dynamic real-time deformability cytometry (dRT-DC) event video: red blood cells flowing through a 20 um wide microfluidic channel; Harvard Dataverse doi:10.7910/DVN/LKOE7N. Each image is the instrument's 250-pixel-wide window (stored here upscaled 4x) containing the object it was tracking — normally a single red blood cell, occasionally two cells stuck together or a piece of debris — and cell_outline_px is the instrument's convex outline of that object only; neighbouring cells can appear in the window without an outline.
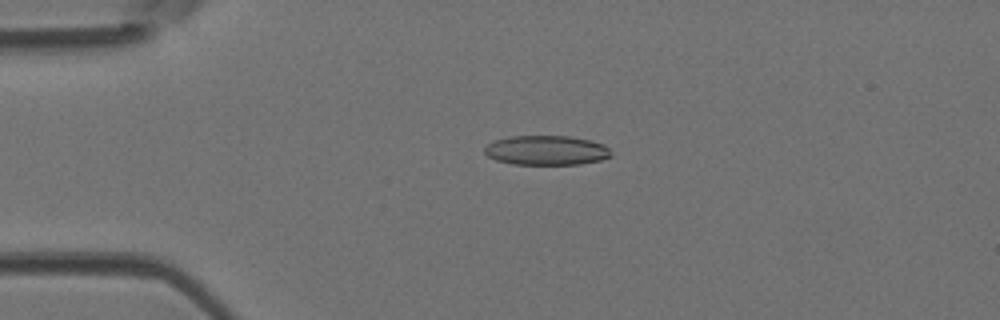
{"species": "Egyptian fruit bat (a non-hibernating species)", "species_latin": "Rousettus aegyptiacus", "temperature_condition": "room temperature", "stored_images_in_passage": 5, "camera_frame_rate_fps": 3000, "um_per_image_px": 0.085, "animal": {"sex": "female"}, "frame": {"image": 1, "passage_image": 2, "time_ms": 0.333, "image_size_px": [1000, 320], "cell_outline_px": [[612, 156], [600, 160], [580, 164], [512, 164], [496, 160], [488, 156], [484, 152], [484, 148], [488, 144], [496, 140], [508, 136], [572, 136], [592, 140], [604, 144], [612, 152]], "centroid_in_image_um": [46.47, 12.77], "position_along_channel_um": 38.5, "area_um2": 21.91}}
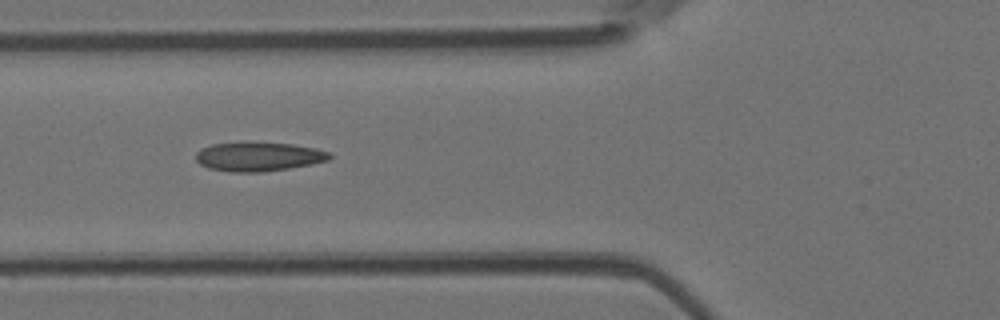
{"frame": {"image": 2, "passage_image": 4, "time_ms": 1.0, "image_size_px": [1000, 320], "cell_outline_px": [[332, 156], [328, 160], [312, 164], [264, 172], [228, 172], [208, 168], [200, 164], [196, 160], [196, 152], [200, 148], [212, 144], [292, 144], [316, 148], [332, 152]], "centroid_in_image_um": [21.99, 13.34], "position_along_channel_um": 103.8, "area_um2": 22.25}}
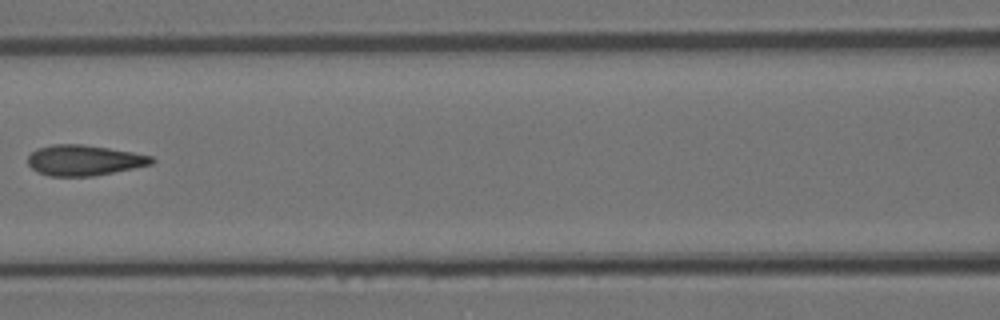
{"frame": {"image": 3, "passage_image": 5, "time_ms": 1.333, "image_size_px": [1000, 320], "cell_outline_px": [[156, 160], [152, 164], [92, 176], [48, 176], [36, 172], [28, 164], [28, 156], [36, 148], [52, 144], [84, 144], [132, 152], [152, 156]], "centroid_in_image_um": [7.11, 13.62], "position_along_channel_um": 159.5, "area_um2": 22.02}}